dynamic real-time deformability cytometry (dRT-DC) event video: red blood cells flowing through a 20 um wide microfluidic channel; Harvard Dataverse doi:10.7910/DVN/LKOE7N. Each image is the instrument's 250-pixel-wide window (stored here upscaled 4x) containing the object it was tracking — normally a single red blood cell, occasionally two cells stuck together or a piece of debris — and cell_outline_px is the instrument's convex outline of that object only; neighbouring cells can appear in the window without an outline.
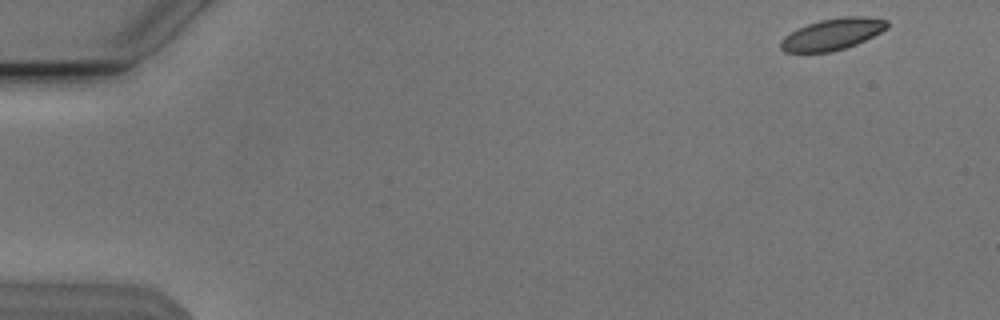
{"species": "Egyptian fruit bat (a non-hibernating species)", "species_latin": "Rousettus aegyptiacus", "temperature_condition": "cold", "stored_images_in_passage": 46, "camera_frame_rate_fps": 3000, "um_per_image_px": 0.085, "animal": {"sex": "male"}, "frame": {"image": 1, "passage_image": 1, "time_ms": 0.0, "image_size_px": [1000, 320], "cell_outline_px": [[888, 28], [856, 44], [832, 52], [784, 52], [780, 48], [780, 40], [784, 36], [796, 28], [820, 20], [840, 16], [864, 16], [888, 20]], "centroid_in_image_um": [70.73, 2.9], "position_along_channel_um": 14.3, "area_um2": 19.59}}
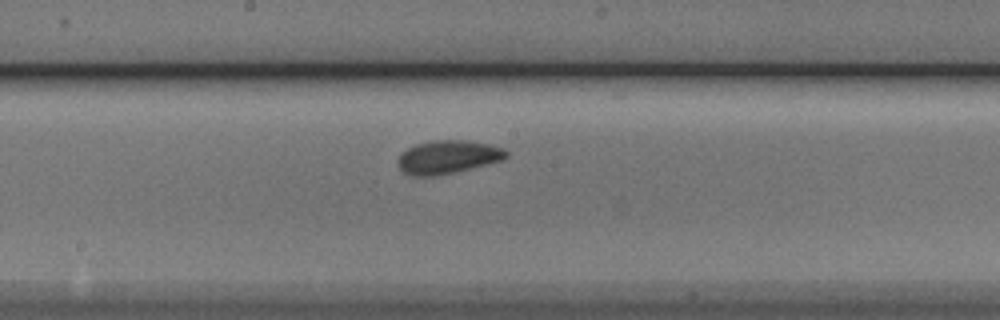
{"frame": {"image": 2, "passage_image": 27, "time_ms": 8.667, "image_size_px": [1000, 320], "cell_outline_px": [[508, 156], [504, 160], [456, 172], [436, 176], [412, 176], [404, 172], [400, 168], [400, 152], [416, 144], [432, 140], [468, 140], [488, 144], [504, 148], [508, 152]], "centroid_in_image_um": [38.11, 13.34], "position_along_channel_um": 210.1, "area_um2": 21.1}}
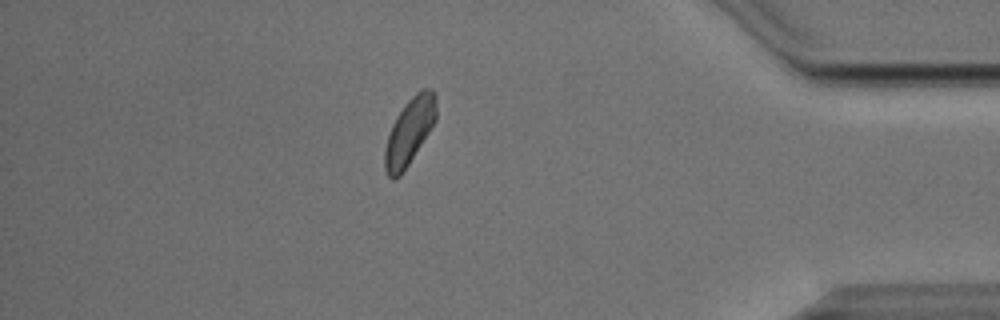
{"frame": {"image": 3, "passage_image": 45, "time_ms": 14.667, "image_size_px": [1000, 320], "cell_outline_px": [[436, 120], [408, 164], [400, 176], [396, 180], [392, 180], [388, 176], [384, 168], [384, 148], [392, 124], [396, 116], [408, 100], [420, 88], [432, 88], [436, 92]], "centroid_in_image_um": [34.79, 11.15], "position_along_channel_um": 400.4, "area_um2": 19.94}}